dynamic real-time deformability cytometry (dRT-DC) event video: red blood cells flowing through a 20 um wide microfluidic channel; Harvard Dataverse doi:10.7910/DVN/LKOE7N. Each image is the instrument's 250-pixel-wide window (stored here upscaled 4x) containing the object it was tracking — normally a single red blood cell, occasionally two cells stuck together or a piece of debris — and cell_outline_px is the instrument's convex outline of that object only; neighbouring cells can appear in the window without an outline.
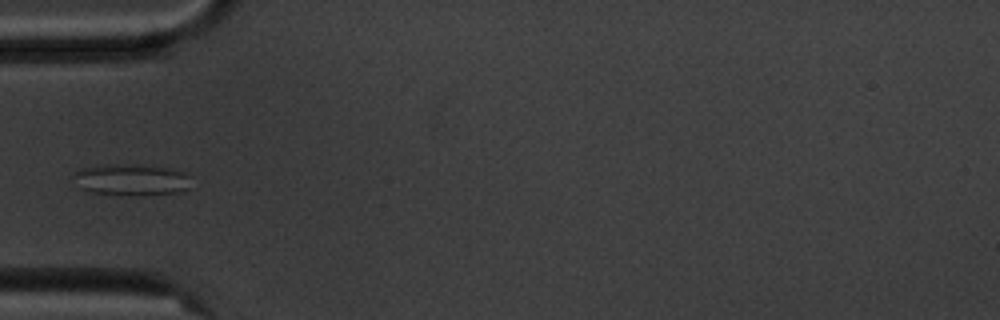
{"species": "common noctule bat (a hibernating species)", "species_latin": "Nyctalus noctula", "temperature_condition": "cold", "stored_images_in_passage": 15, "camera_frame_rate_fps": 3000, "um_per_image_px": 0.085, "animal": {"sex": "male", "body_mass_g": 20.1, "forearm_length_mm": 53.5}, "frame": {"image": 1, "passage_image": 5, "time_ms": 5.667, "image_size_px": [1000, 320], "cell_outline_px": [[188, 188], [180, 192], [132, 196], [128, 196], [92, 192], [80, 188], [72, 176], [72, 172], [80, 168], [100, 164], [136, 164], [168, 168], [184, 172], [188, 176]], "centroid_in_image_um": [11.08, 15.27], "position_along_channel_um": 73.9, "area_um2": 21.85}}
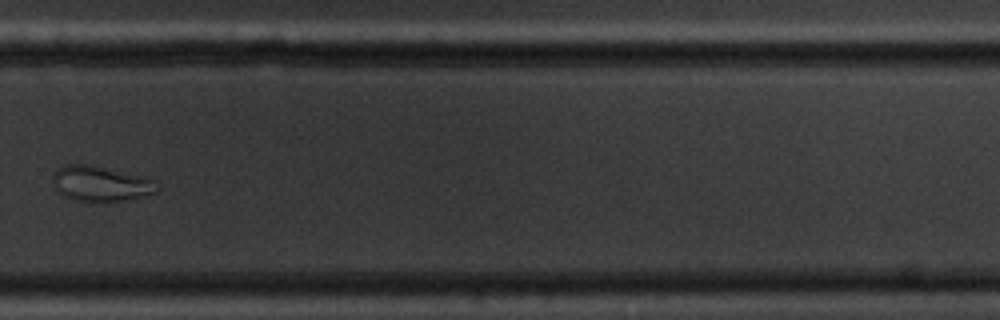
{"frame": {"image": 2, "passage_image": 11, "time_ms": 12.667, "image_size_px": [1000, 320], "cell_outline_px": [[160, 188], [156, 192], [120, 200], [92, 204], [72, 200], [56, 192], [52, 180], [52, 176], [64, 164], [88, 164], [144, 176], [156, 180]], "centroid_in_image_um": [8.52, 15.63], "position_along_channel_um": 321.3, "area_um2": 21.85}, "authors_computed_cell_mechanics": {"area_um2": 23.987, "velocity_mm_per_s": 3.5368, "shape_relaxation_time_tau1_ms": null, "shape_relaxation_time_tau2_ms": 1.4008, "deformation_change_tau1": null, "deformation_change_tau2": 0.0709}}